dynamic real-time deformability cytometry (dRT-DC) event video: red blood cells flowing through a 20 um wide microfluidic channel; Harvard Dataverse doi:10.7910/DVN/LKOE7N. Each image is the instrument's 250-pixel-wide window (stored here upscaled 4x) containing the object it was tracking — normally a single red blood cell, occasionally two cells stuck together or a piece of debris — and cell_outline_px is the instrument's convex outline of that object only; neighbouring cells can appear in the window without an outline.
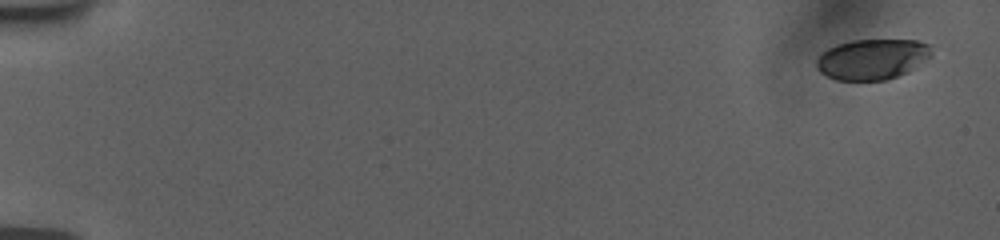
{"species": "human", "species_latin": "Homo sapiens", "temperature_condition": "room temperature", "stored_images_in_passage": 7, "camera_frame_rate_fps": 3000, "um_per_image_px": 0.085, "donor": {"sex": "female"}, "frame": {"image": 1, "passage_image": 1, "time_ms": 0.0, "image_size_px": [1000, 240], "cell_outline_px": [[932, 56], [904, 72], [896, 76], [884, 80], [836, 80], [820, 72], [816, 68], [816, 60], [820, 52], [836, 44], [852, 40], [916, 40], [928, 44]], "centroid_in_image_um": [74.07, 5.02], "position_along_channel_um": 10.9, "area_um2": 26.93}}